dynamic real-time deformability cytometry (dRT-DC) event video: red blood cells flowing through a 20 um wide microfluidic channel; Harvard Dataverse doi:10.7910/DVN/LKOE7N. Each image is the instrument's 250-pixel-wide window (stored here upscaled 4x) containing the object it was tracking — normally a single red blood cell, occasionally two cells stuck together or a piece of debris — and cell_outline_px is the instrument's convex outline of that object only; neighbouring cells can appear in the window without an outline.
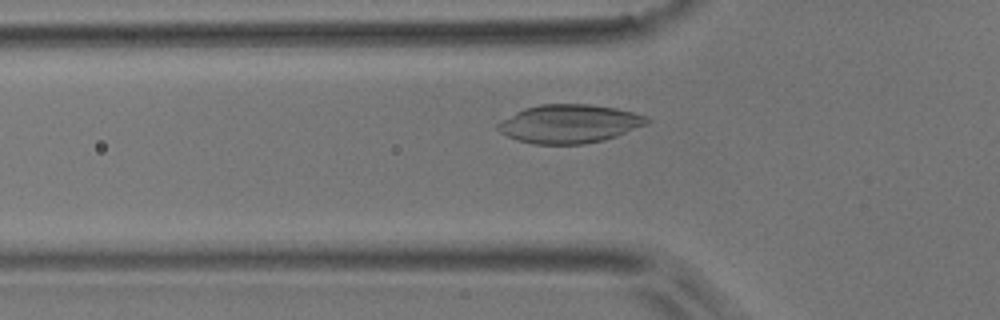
{"species": "common noctule bat (a hibernating species)", "species_latin": "Nyctalus noctula", "temperature_condition": "room temperature", "stored_images_in_passage": 35, "camera_frame_rate_fps": 3000, "um_per_image_px": 0.085, "animal": {"sex": "male", "body_mass_g": 17.9}, "frame": {"image": 1, "passage_image": 2, "time_ms": 0.333, "image_size_px": [1000, 320], "cell_outline_px": [[652, 120], [648, 124], [616, 136], [604, 140], [584, 144], [532, 144], [516, 140], [500, 132], [496, 128], [496, 124], [500, 120], [524, 108], [540, 104], [588, 104], [616, 108], [632, 112], [644, 116]], "centroid_in_image_um": [48.37, 10.52], "position_along_channel_um": 77.4, "area_um2": 33.58}}
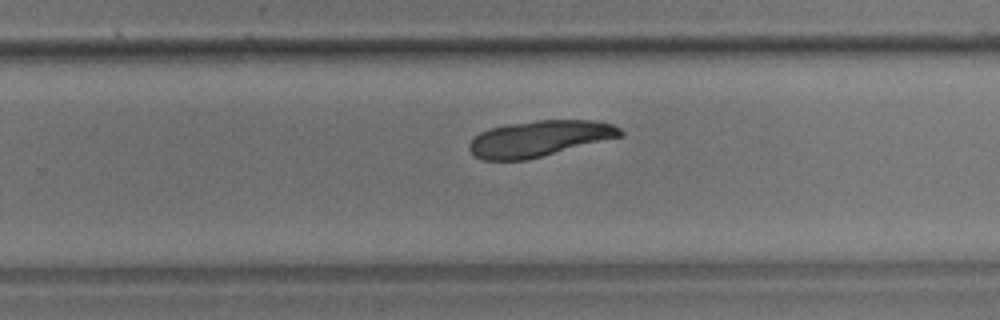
{"frame": {"image": 2, "passage_image": 18, "time_ms": 5.667, "image_size_px": [1000, 320], "cell_outline_px": [[624, 136], [528, 160], [480, 160], [472, 156], [468, 148], [468, 144], [480, 132], [488, 128], [508, 124], [536, 120], [600, 120], [612, 124], [620, 128], [624, 132]], "centroid_in_image_um": [45.85, 11.78], "position_along_channel_um": 283.9, "area_um2": 32.19}}
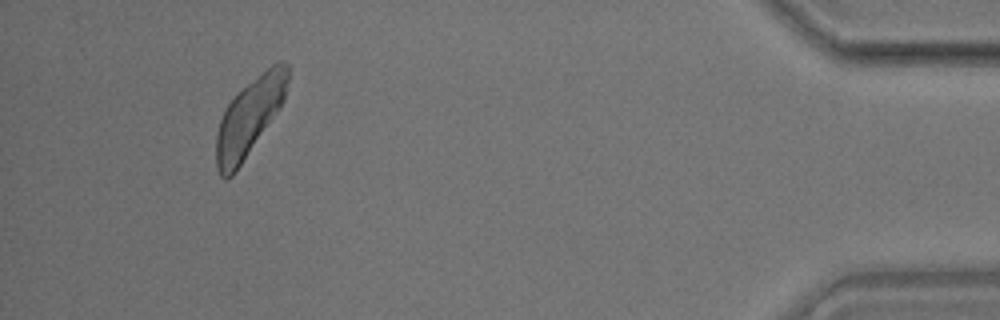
{"frame": {"image": 3, "passage_image": 33, "time_ms": 10.667, "image_size_px": [1000, 320], "cell_outline_px": [[288, 80], [284, 100], [280, 108], [232, 176], [228, 180], [224, 180], [220, 176], [216, 168], [216, 132], [220, 120], [228, 104], [248, 84], [272, 64], [280, 60], [284, 60], [288, 64]], "centroid_in_image_um": [21.19, 9.98], "position_along_channel_um": 414.0, "area_um2": 31.67}}